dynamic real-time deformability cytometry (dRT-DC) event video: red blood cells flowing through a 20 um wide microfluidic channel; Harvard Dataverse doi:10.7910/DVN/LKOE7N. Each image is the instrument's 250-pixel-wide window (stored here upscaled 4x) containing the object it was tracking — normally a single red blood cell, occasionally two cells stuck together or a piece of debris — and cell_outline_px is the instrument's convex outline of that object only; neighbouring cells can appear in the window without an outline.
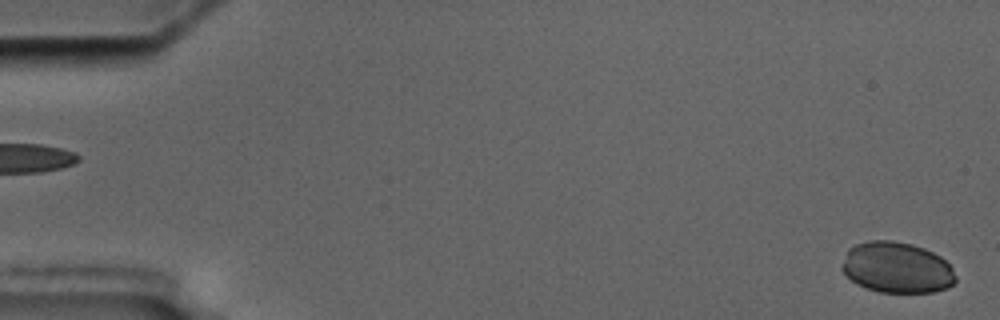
{"species": "common noctule bat (a hibernating species)", "species_latin": "Nyctalus noctula", "temperature_condition": "cold", "stored_images_in_passage": 5, "segment_of_instrument_passage": [2, 2], "camera_frame_rate_fps": 3000, "um_per_image_px": 0.085, "animal": {"sex": "male", "body_mass_g": 17.5, "forearm_length_mm": 52.3}, "frame": {"image": 1, "passage_image": 5, "time_ms": 5.333, "image_size_px": [1000, 320], "cell_outline_px": [[956, 280], [948, 288], [932, 292], [880, 292], [856, 284], [840, 268], [848, 248], [856, 244], [868, 240], [892, 240], [912, 244], [924, 248], [940, 256], [952, 268], [956, 276]], "centroid_in_image_um": [76.22, 22.73], "position_along_channel_um": 8.8, "area_um2": 33.76}}